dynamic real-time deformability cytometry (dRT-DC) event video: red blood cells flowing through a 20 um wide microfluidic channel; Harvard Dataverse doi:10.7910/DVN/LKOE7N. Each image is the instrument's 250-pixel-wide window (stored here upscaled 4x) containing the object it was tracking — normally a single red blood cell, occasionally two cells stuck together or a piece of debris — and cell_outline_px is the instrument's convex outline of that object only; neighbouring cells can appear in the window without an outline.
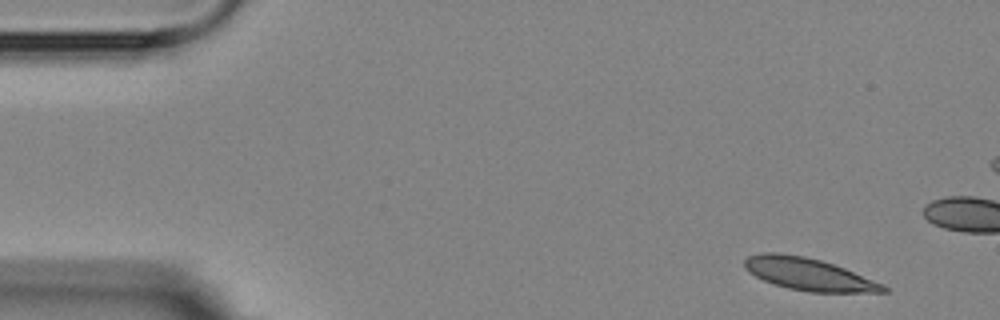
{"species": "Egyptian fruit bat (a non-hibernating species)", "species_latin": "Rousettus aegyptiacus", "temperature_condition": "room temperature", "stored_images_in_passage": 5, "camera_frame_rate_fps": 3000, "um_per_image_px": 0.085, "animal": {"sex": "female"}, "frame": {"image": 1, "passage_image": 1, "time_ms": 0.0, "image_size_px": [1000, 320], "cell_outline_px": [[888, 292], [808, 292], [788, 288], [772, 284], [748, 272], [744, 268], [744, 260], [748, 256], [760, 252], [780, 252], [804, 256], [820, 260], [844, 268], [884, 284], [888, 288]], "centroid_in_image_um": [68.7, 23.3], "position_along_channel_um": 16.3, "area_um2": 26.18}}